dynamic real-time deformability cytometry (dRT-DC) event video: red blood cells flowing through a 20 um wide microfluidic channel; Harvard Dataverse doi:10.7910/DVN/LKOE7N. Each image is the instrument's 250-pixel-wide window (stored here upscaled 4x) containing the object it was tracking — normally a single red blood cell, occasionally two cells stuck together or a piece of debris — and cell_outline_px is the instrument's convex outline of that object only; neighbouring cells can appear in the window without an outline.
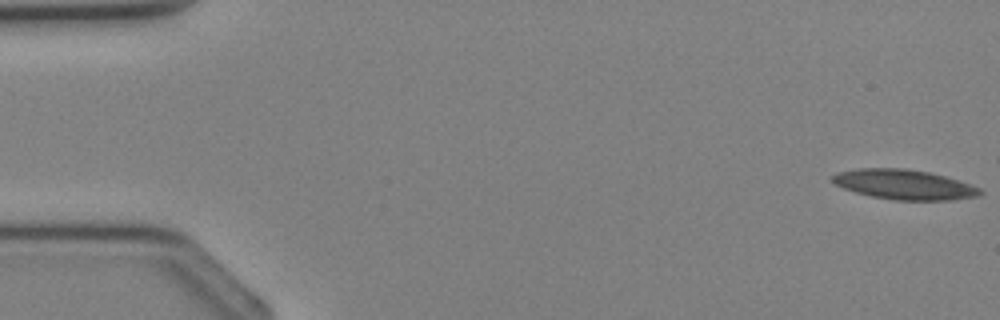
{"species": "Egyptian fruit bat (a non-hibernating species)", "species_latin": "Rousettus aegyptiacus", "temperature_condition": "cold", "stored_images_in_passage": 10, "camera_frame_rate_fps": 3000, "um_per_image_px": 0.085, "animal": {"sex": "female"}, "frame": {"image": 1, "passage_image": 1, "time_ms": 0.0, "image_size_px": [1000, 320], "cell_outline_px": [[984, 192], [980, 196], [952, 200], [896, 200], [872, 196], [856, 192], [844, 188], [836, 184], [832, 180], [832, 176], [836, 172], [860, 168], [908, 168], [928, 172], [944, 176], [980, 188]], "centroid_in_image_um": [76.86, 15.68], "position_along_channel_um": 8.1, "area_um2": 25.55}}